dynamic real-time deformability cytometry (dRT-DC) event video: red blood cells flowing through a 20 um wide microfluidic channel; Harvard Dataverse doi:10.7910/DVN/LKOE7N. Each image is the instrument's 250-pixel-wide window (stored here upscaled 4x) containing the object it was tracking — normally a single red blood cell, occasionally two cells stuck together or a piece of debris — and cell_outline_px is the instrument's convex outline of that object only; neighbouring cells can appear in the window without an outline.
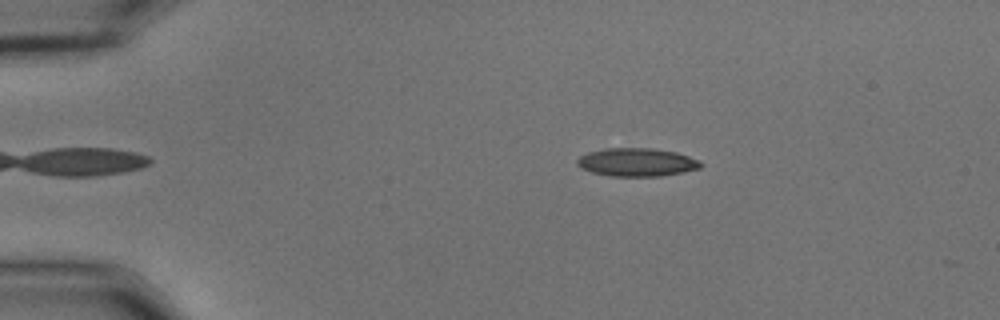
{"species": "common noctule bat (a hibernating species)", "species_latin": "Nyctalus noctula", "temperature_condition": "cold", "stored_images_in_passage": 54, "camera_frame_rate_fps": 3000, "um_per_image_px": 0.085, "animal": {"sex": "male", "body_mass_g": 15.6}, "frame": {"image": 1, "passage_image": 10, "time_ms": 3.0, "image_size_px": [1000, 320], "cell_outline_px": [[704, 164], [700, 168], [684, 172], [660, 176], [612, 176], [592, 172], [580, 168], [576, 164], [576, 160], [580, 156], [588, 152], [604, 148], [652, 148], [676, 152], [700, 160]], "centroid_in_image_um": [54.13, 13.78], "position_along_channel_um": 30.9, "area_um2": 20.46}}
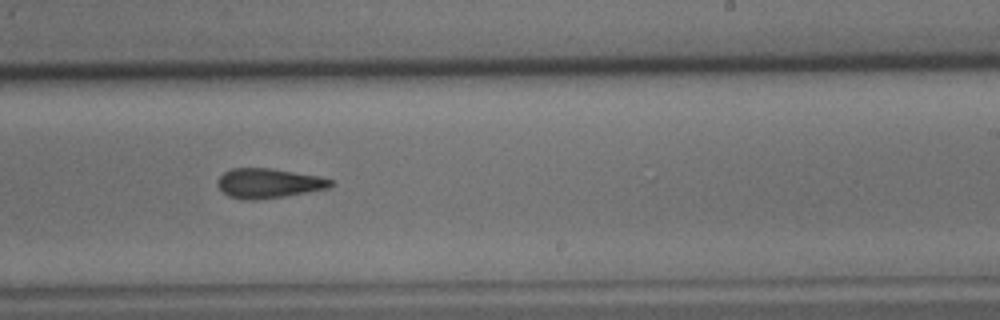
{"frame": {"image": 2, "passage_image": 34, "time_ms": 11.0, "image_size_px": [1000, 320], "cell_outline_px": [[336, 184], [332, 188], [284, 196], [252, 200], [228, 196], [216, 184], [220, 176], [224, 172], [232, 168], [272, 168], [320, 176], [332, 180]], "centroid_in_image_um": [22.89, 15.56], "position_along_channel_um": 266.1, "area_um2": 19.59}}
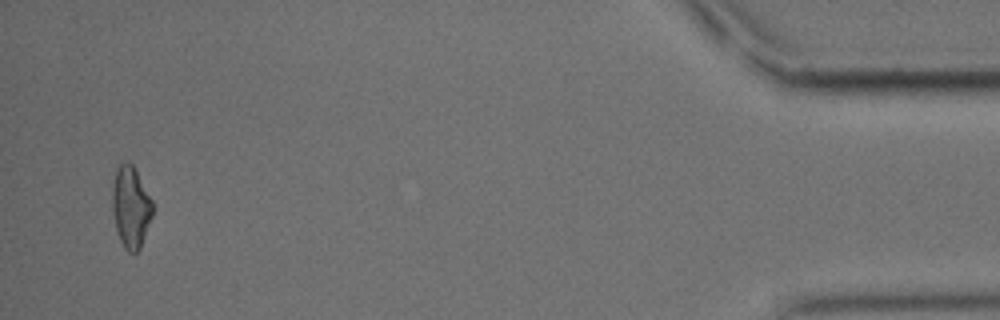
{"frame": {"image": 3, "passage_image": 53, "time_ms": 17.333, "image_size_px": [1000, 320], "cell_outline_px": [[156, 208], [140, 248], [136, 252], [128, 252], [124, 248], [120, 240], [116, 228], [112, 212], [112, 184], [116, 168], [124, 160], [132, 164], [156, 204]], "centroid_in_image_um": [11.14, 17.57], "position_along_channel_um": 424.1, "area_um2": 19.71}}